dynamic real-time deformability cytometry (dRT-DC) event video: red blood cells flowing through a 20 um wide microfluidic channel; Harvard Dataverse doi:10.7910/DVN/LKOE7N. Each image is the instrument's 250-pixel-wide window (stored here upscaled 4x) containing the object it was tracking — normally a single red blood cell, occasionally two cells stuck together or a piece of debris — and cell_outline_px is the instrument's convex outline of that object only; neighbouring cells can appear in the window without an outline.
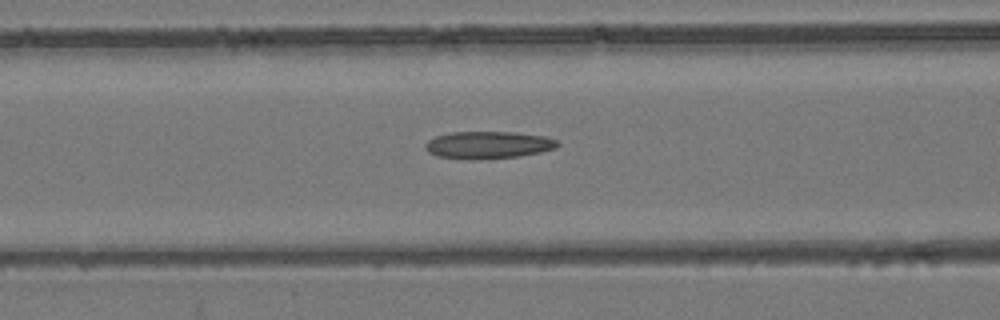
{"species": "common noctule bat (a hibernating species)", "species_latin": "Nyctalus noctula", "temperature_condition": "room temperature", "stored_images_in_passage": 36, "camera_frame_rate_fps": 3000, "um_per_image_px": 0.085, "animal": {"sex": "female", "body_mass_g": 24.6, "forearm_length_mm": 56.2}, "frame": {"image": 1, "passage_image": 16, "time_ms": 5.0, "image_size_px": [1000, 320], "cell_outline_px": [[560, 144], [556, 148], [540, 152], [520, 156], [436, 156], [428, 152], [424, 148], [424, 144], [428, 140], [436, 136], [452, 132], [516, 132], [544, 136], [556, 140]], "centroid_in_image_um": [41.53, 12.26], "position_along_channel_um": 125.1, "area_um2": 19.94}}
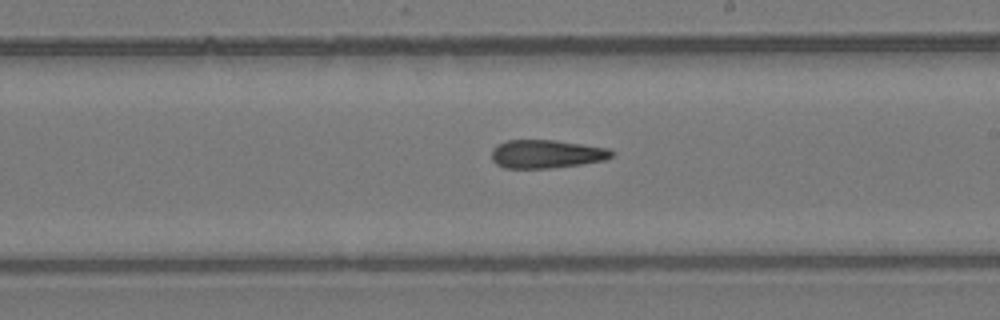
{"frame": {"image": 2, "passage_image": 25, "time_ms": 8.0, "image_size_px": [1000, 320], "cell_outline_px": [[616, 152], [612, 156], [604, 160], [580, 164], [548, 168], [504, 168], [496, 164], [492, 160], [492, 148], [496, 144], [508, 140], [556, 140], [608, 148]], "centroid_in_image_um": [46.42, 13.08], "position_along_channel_um": 242.6, "area_um2": 19.88}}
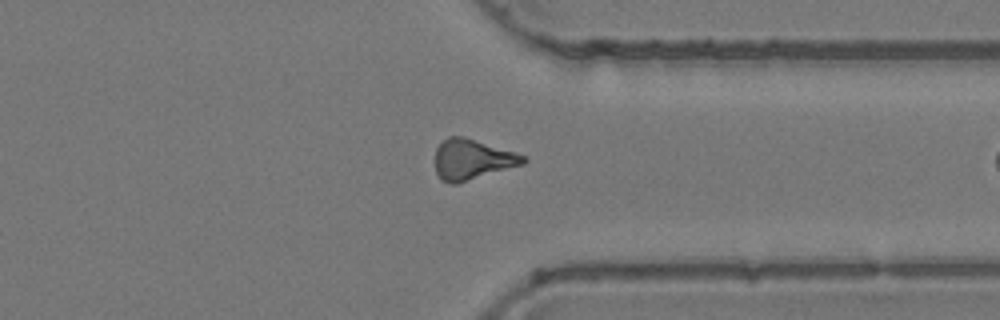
{"frame": {"image": 3, "passage_image": 35, "time_ms": 11.333, "image_size_px": [1000, 320], "cell_outline_px": [[528, 160], [524, 164], [456, 184], [452, 184], [440, 180], [436, 172], [436, 148], [448, 136], [464, 136], [516, 152], [524, 156]], "centroid_in_image_um": [40.14, 13.55], "position_along_channel_um": 371.3, "area_um2": 20.75}}